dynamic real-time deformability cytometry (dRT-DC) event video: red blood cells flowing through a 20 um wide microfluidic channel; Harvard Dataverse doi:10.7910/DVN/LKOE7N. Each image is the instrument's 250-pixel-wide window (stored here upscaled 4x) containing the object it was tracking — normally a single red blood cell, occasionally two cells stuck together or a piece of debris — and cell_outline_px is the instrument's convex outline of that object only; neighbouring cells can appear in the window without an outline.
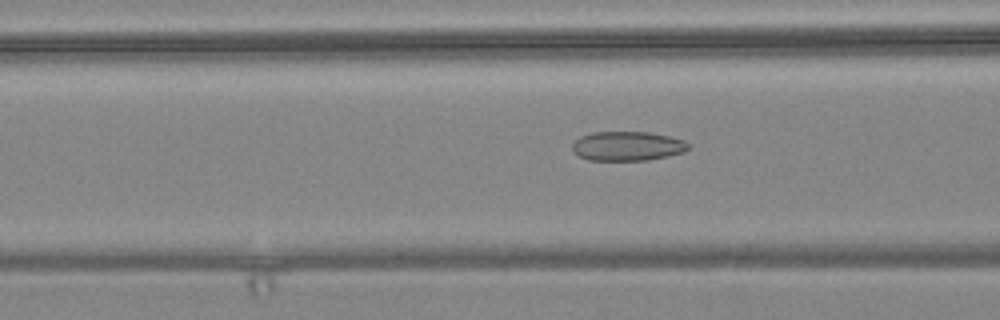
{"species": "common noctule bat (a hibernating species)", "species_latin": "Nyctalus noctula", "temperature_condition": "warm", "stored_images_in_passage": 44, "camera_frame_rate_fps": 3000, "um_per_image_px": 0.085, "animal": {"sex": "female", "body_mass_g": 24.6, "forearm_length_mm": 56.2}, "frame": {"image": 1, "passage_image": 9, "time_ms": 2.667, "image_size_px": [1000, 320], "cell_outline_px": [[688, 148], [684, 152], [668, 156], [648, 160], [588, 160], [572, 152], [572, 144], [580, 136], [592, 132], [648, 132], [668, 136], [684, 140], [688, 144]], "centroid_in_image_um": [53.3, 12.42], "position_along_channel_um": 113.3, "area_um2": 19.83}}
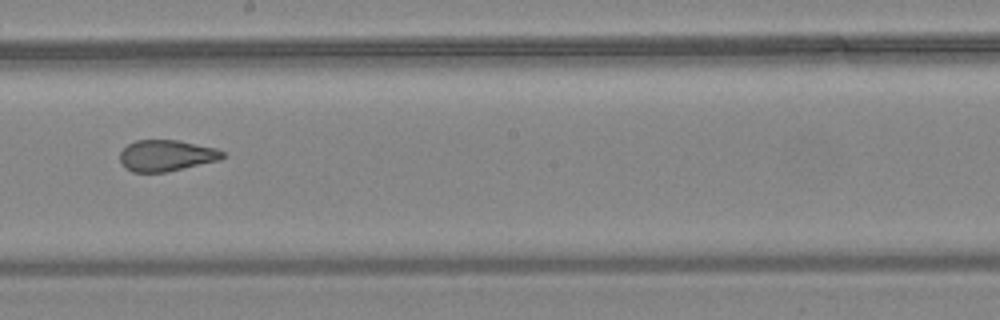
{"frame": {"image": 2, "passage_image": 19, "time_ms": 6.0, "image_size_px": [1000, 320], "cell_outline_px": [[224, 156], [220, 160], [164, 172], [132, 172], [124, 168], [120, 164], [120, 152], [128, 144], [136, 140], [180, 140], [216, 148], [224, 152]], "centroid_in_image_um": [14.11, 13.22], "position_along_channel_um": 234.1, "area_um2": 18.73}}
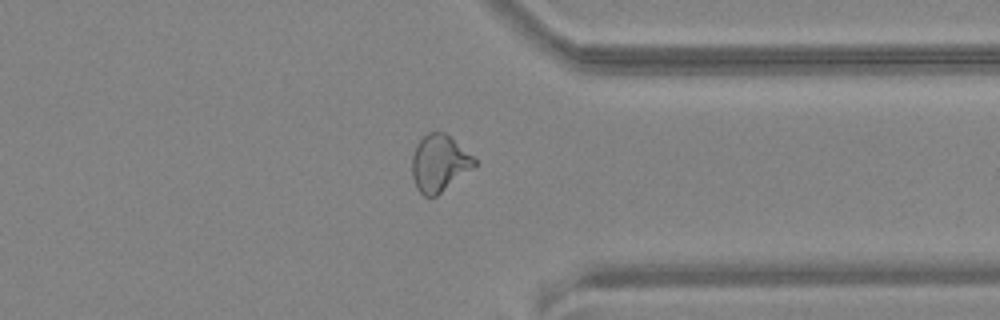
{"frame": {"image": 3, "passage_image": 31, "time_ms": 10.0, "image_size_px": [1000, 320], "cell_outline_px": [[476, 164], [472, 168], [436, 196], [424, 196], [416, 188], [412, 176], [412, 156], [416, 144], [428, 132], [444, 132], [472, 156], [476, 160]], "centroid_in_image_um": [37.3, 13.88], "position_along_channel_um": 374.1, "area_um2": 20.23}, "authors_computed_cell_mechanics": {"area_um2": 20.1722, "velocity_mm_per_s": 3.618, "shape_relaxation_time_tau1_ms": null, "shape_relaxation_time_tau2_ms": 1.5584, "deformation_change_tau1": null, "deformation_change_tau2": 0.0865}}